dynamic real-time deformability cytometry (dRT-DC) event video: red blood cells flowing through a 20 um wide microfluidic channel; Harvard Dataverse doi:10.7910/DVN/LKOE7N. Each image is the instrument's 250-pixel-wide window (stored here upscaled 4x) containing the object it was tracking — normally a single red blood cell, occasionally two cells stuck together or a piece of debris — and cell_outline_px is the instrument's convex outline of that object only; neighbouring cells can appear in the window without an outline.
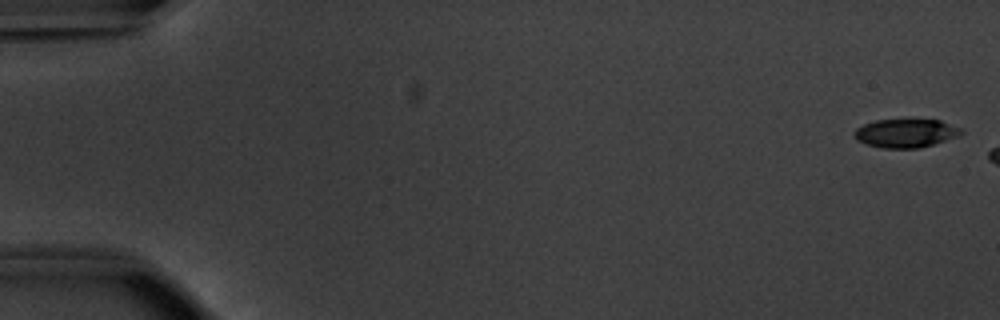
{"species": "common noctule bat (a hibernating species)", "species_latin": "Nyctalus noctula", "temperature_condition": "warm", "stored_images_in_passage": 6, "camera_frame_rate_fps": 3000, "um_per_image_px": 0.085, "animal": {"sex": "male", "body_mass_g": 20.1, "forearm_length_mm": 53.5}, "frame": {"image": 1, "passage_image": 1, "time_ms": 0.0, "image_size_px": [1000, 320], "cell_outline_px": [[964, 132], [960, 136], [920, 148], [880, 148], [856, 140], [852, 132], [856, 128], [864, 124], [876, 120], [940, 120], [960, 128]], "centroid_in_image_um": [76.98, 11.33], "position_along_channel_um": 8.0, "area_um2": 17.8}}